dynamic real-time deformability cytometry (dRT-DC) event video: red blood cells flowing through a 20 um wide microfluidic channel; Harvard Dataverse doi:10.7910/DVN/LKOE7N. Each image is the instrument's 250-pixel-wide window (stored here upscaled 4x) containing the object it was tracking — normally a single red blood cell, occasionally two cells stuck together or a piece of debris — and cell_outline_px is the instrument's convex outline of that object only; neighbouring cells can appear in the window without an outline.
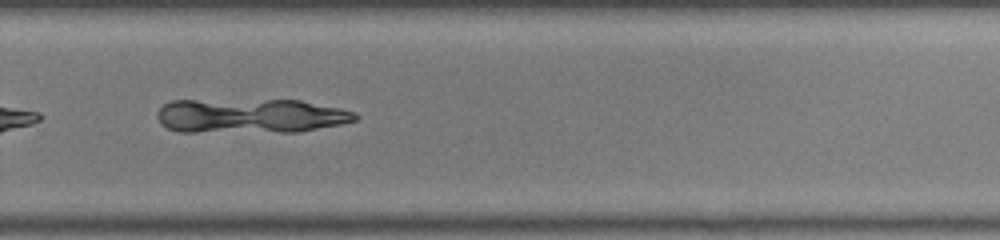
{"species": "common noctule bat (a hibernating species)", "species_latin": "Nyctalus noctula", "temperature_condition": "warm", "stored_images_in_passage": 47, "camera_frame_rate_fps": 3000, "um_per_image_px": 0.085, "animal": {"sex": "male", "body_mass_g": 19.0, "forearm_length_mm": 50.8}, "frame": {"image": 1, "passage_image": 34, "time_ms": 11.0, "image_size_px": [1000, 240], "cell_outline_px": [[360, 116], [356, 120], [340, 124], [296, 132], [180, 132], [168, 128], [160, 124], [156, 116], [156, 112], [164, 104], [172, 100], [300, 100], [340, 108], [356, 112]], "centroid_in_image_um": [21.26, 9.85], "position_along_channel_um": 308.5, "area_um2": 40.17}}